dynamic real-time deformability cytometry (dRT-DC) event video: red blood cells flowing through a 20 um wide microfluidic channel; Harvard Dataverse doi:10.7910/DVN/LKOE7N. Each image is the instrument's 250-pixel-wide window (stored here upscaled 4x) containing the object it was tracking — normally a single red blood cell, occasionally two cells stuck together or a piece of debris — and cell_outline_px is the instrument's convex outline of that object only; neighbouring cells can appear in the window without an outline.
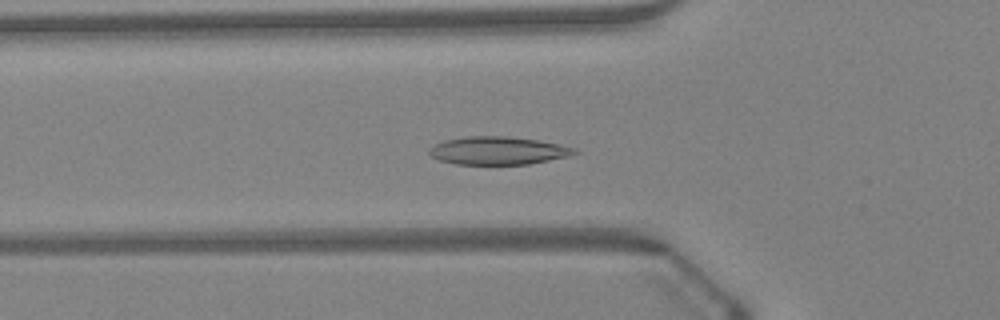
{"species": "Egyptian fruit bat (a non-hibernating species)", "species_latin": "Rousettus aegyptiacus", "temperature_condition": "warm", "stored_images_in_passage": 48, "camera_frame_rate_fps": 3000, "um_per_image_px": 0.085, "animal": {"sex": "female"}, "frame": {"image": 1, "passage_image": 17, "time_ms": 5.333, "image_size_px": [1000, 320], "cell_outline_px": [[580, 152], [568, 156], [528, 164], [456, 164], [440, 160], [432, 156], [428, 152], [428, 148], [444, 140], [468, 136], [508, 136], [536, 140], [576, 148]], "centroid_in_image_um": [42.31, 12.8], "position_along_channel_um": 83.5, "area_um2": 23.47}}
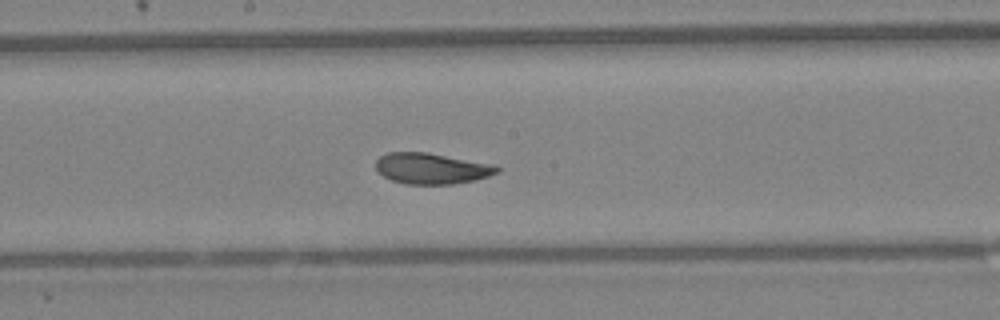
{"frame": {"image": 2, "passage_image": 26, "time_ms": 8.333, "image_size_px": [1000, 320], "cell_outline_px": [[500, 172], [476, 180], [452, 184], [404, 184], [392, 180], [384, 176], [376, 168], [376, 160], [380, 156], [388, 152], [428, 152], [496, 164], [500, 168]], "centroid_in_image_um": [36.73, 14.31], "position_along_channel_um": 211.5, "area_um2": 22.08}}
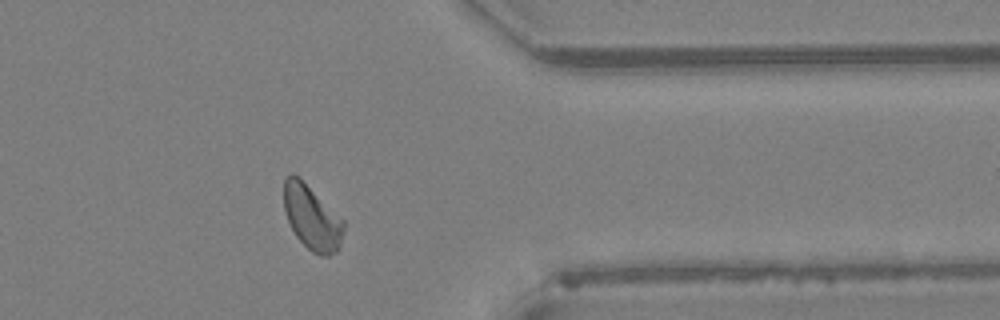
{"frame": {"image": 3, "passage_image": 39, "time_ms": 12.667, "image_size_px": [1000, 320], "cell_outline_px": [[344, 228], [340, 248], [336, 252], [328, 256], [320, 256], [312, 252], [296, 236], [288, 220], [284, 208], [284, 180], [288, 172], [292, 172], [344, 220]], "centroid_in_image_um": [26.52, 18.53], "position_along_channel_um": 384.9, "area_um2": 22.14}, "authors_computed_cell_mechanics": {"area_um2": 22.7443, "velocity_mm_per_s": 4.2776, "shape_relaxation_time_tau1_ms": 3.2018, "shape_relaxation_time_tau2_ms": 1.1809, "deformation_change_tau1": 0.118, "deformation_change_tau2": 0.0522}}